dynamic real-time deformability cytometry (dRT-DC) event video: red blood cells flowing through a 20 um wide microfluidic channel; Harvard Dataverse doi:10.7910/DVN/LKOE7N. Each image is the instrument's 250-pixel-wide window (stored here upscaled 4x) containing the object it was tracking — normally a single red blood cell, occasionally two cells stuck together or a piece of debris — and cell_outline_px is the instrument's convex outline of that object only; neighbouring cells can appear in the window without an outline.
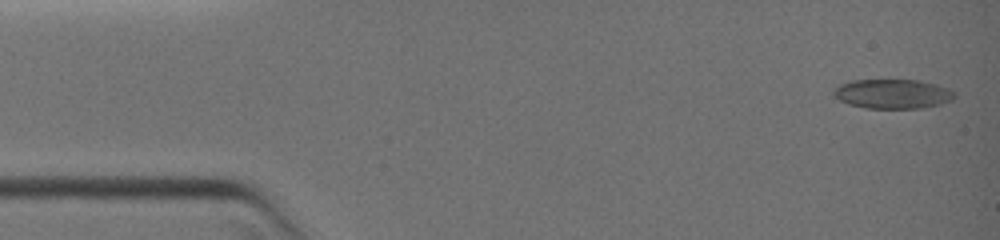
{"species": "common noctule bat (a hibernating species)", "species_latin": "Nyctalus noctula", "temperature_condition": "warm", "stored_images_in_passage": 11, "camera_frame_rate_fps": 3000, "um_per_image_px": 0.085, "animal": {"sex": "female", "body_mass_g": 19.0, "forearm_length_mm": 51.5}, "frame": {"image": 1, "passage_image": 1, "time_ms": 0.0, "image_size_px": [1000, 240], "cell_outline_px": [[956, 96], [952, 100], [940, 104], [920, 108], [864, 108], [848, 104], [840, 100], [832, 92], [832, 88], [840, 84], [852, 80], [920, 80], [936, 84], [948, 88], [956, 92]], "centroid_in_image_um": [75.88, 7.97], "position_along_channel_um": 9.1, "area_um2": 20.87}}
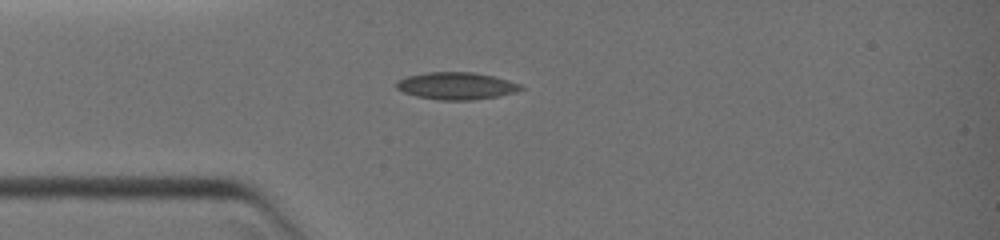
{"frame": {"image": 2, "passage_image": 10, "time_ms": 3.0, "image_size_px": [1000, 240], "cell_outline_px": [[524, 88], [516, 92], [496, 96], [472, 100], [440, 100], [416, 96], [404, 92], [396, 88], [396, 80], [408, 76], [428, 72], [472, 72], [492, 76], [508, 80], [520, 84]], "centroid_in_image_um": [38.77, 7.3], "position_along_channel_um": 46.2, "area_um2": 19.59}}